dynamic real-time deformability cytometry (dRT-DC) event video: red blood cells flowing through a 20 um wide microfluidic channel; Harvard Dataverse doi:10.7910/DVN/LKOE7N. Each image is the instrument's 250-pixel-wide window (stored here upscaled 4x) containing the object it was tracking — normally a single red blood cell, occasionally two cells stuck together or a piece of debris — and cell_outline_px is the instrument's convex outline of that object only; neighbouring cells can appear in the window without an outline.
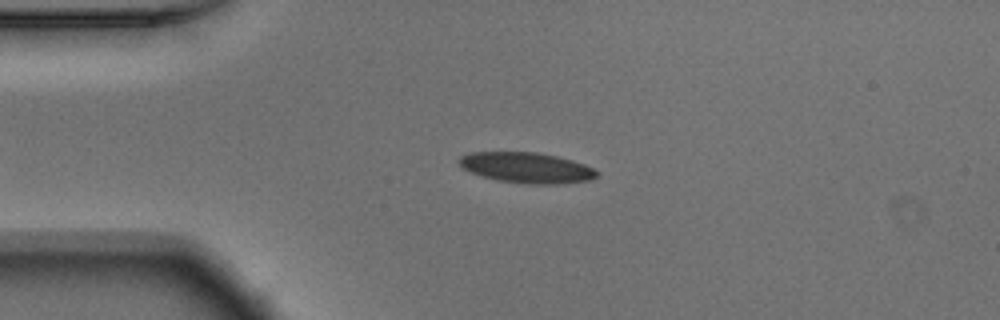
{"species": "Egyptian fruit bat (a non-hibernating species)", "species_latin": "Rousettus aegyptiacus", "temperature_condition": "warm", "stored_images_in_passage": 47, "camera_frame_rate_fps": 3000, "um_per_image_px": 0.085, "animal": {"sex": "male"}, "frame": {"image": 1, "passage_image": 11, "time_ms": 3.333, "image_size_px": [1000, 320], "cell_outline_px": [[600, 172], [596, 176], [588, 180], [556, 184], [528, 184], [500, 180], [484, 176], [472, 172], [464, 168], [456, 160], [460, 156], [468, 152], [536, 152], [556, 156], [572, 160], [584, 164]], "centroid_in_image_um": [44.75, 14.24], "position_along_channel_um": 40.2, "area_um2": 24.28}}
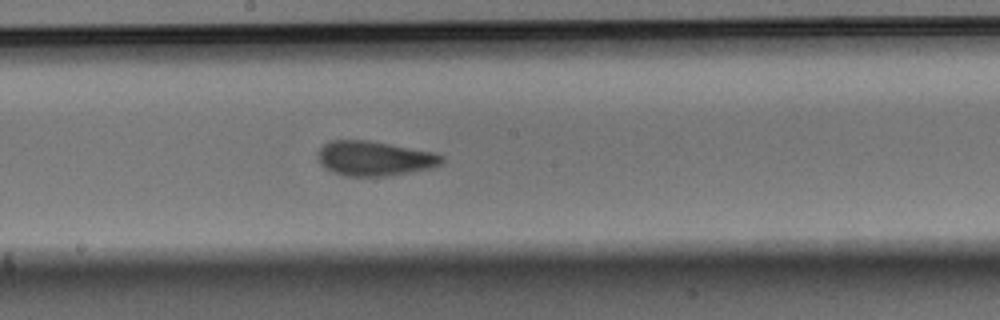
{"frame": {"image": 2, "passage_image": 27, "time_ms": 8.667, "image_size_px": [1000, 320], "cell_outline_px": [[444, 160], [440, 164], [432, 168], [388, 176], [344, 176], [332, 172], [324, 168], [320, 164], [316, 156], [316, 152], [328, 140], [368, 140], [436, 152], [444, 156]], "centroid_in_image_um": [31.8, 13.46], "position_along_channel_um": 216.4, "area_um2": 25.49}}
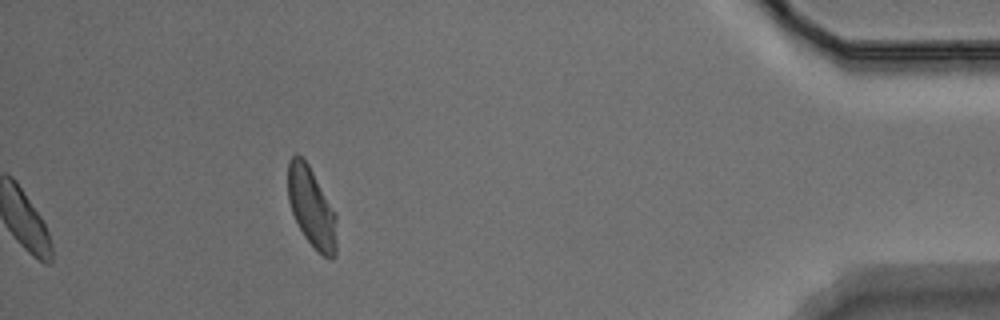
{"frame": {"image": 3, "passage_image": 47, "time_ms": 15.333, "image_size_px": [1000, 320], "cell_outline_px": [[336, 256], [332, 260], [324, 256], [304, 236], [292, 212], [288, 200], [288, 160], [296, 152], [308, 164], [336, 212]], "centroid_in_image_um": [26.49, 17.61], "position_along_channel_um": 408.7, "area_um2": 22.54}, "authors_computed_cell_mechanics": {"area_um2": 24.2182, "velocity_mm_per_s": 3.7303, "shape_relaxation_time_tau1_ms": 4.6118, "shape_relaxation_time_tau2_ms": 1.3753, "deformation_change_tau1": 0.1454, "deformation_change_tau2": 0.0742}}